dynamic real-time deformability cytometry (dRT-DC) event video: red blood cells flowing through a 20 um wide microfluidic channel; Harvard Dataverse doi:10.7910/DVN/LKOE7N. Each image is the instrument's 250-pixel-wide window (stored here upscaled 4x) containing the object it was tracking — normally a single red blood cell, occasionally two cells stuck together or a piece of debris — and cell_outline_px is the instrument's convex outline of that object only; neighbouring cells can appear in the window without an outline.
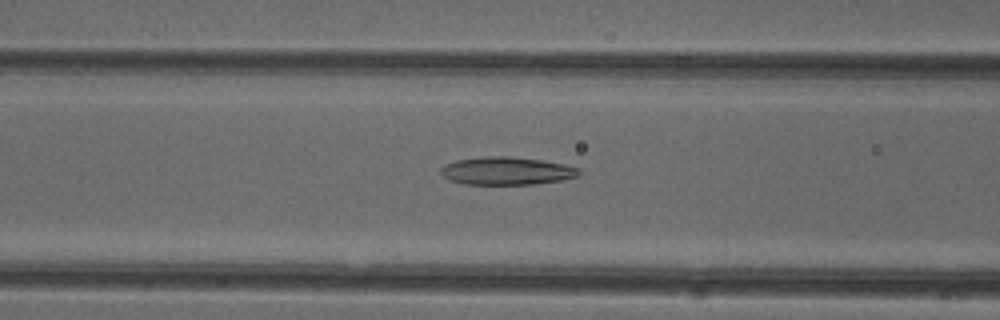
{"species": "common noctule bat (a hibernating species)", "species_latin": "Nyctalus noctula", "temperature_condition": "cold", "stored_images_in_passage": 47, "camera_frame_rate_fps": 3000, "um_per_image_px": 0.085, "animal": {"sex": "female"}, "frame": {"image": 1, "passage_image": 17, "time_ms": 5.333, "image_size_px": [1000, 320], "cell_outline_px": [[580, 176], [560, 180], [536, 184], [464, 184], [448, 180], [440, 172], [440, 168], [444, 164], [456, 160], [484, 156], [508, 156], [540, 160], [564, 164], [580, 168]], "centroid_in_image_um": [43.05, 14.52], "position_along_channel_um": 123.6, "area_um2": 22.54}}
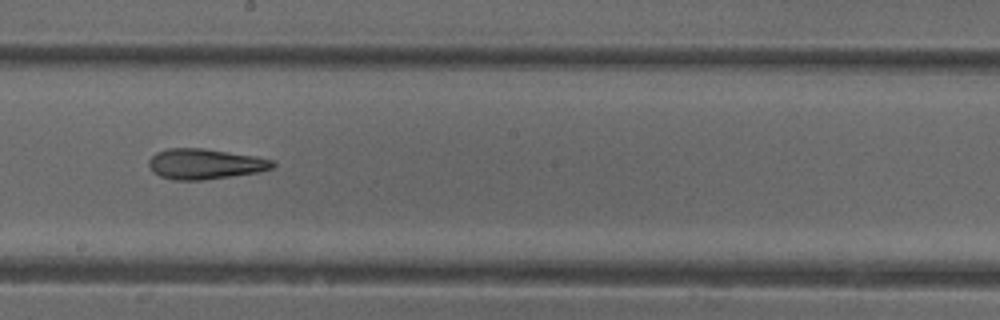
{"frame": {"image": 2, "passage_image": 25, "time_ms": 8.0, "image_size_px": [1000, 320], "cell_outline_px": [[276, 164], [272, 168], [260, 172], [204, 180], [176, 180], [160, 176], [152, 172], [148, 164], [148, 160], [156, 152], [168, 148], [204, 148], [256, 156], [276, 160]], "centroid_in_image_um": [17.45, 13.93], "position_along_channel_um": 230.8, "area_um2": 22.2}}
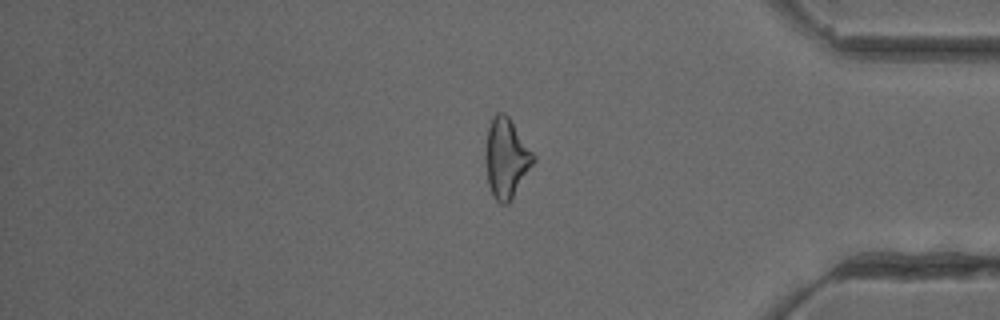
{"frame": {"image": 3, "passage_image": 39, "time_ms": 12.667, "image_size_px": [1000, 320], "cell_outline_px": [[536, 160], [508, 204], [500, 204], [492, 196], [488, 184], [484, 160], [484, 152], [488, 128], [492, 116], [496, 112], [504, 112], [508, 116], [536, 156]], "centroid_in_image_um": [43.01, 13.44], "position_along_channel_um": 392.2, "area_um2": 22.48}, "authors_computed_cell_mechanics": {"area_um2": 22.542, "velocity_mm_per_s": 4.0118, "shape_relaxation_time_tau1_ms": null, "shape_relaxation_time_tau2_ms": 7.0772, "deformation_change_tau1": null, "deformation_change_tau2": 0.2005}}